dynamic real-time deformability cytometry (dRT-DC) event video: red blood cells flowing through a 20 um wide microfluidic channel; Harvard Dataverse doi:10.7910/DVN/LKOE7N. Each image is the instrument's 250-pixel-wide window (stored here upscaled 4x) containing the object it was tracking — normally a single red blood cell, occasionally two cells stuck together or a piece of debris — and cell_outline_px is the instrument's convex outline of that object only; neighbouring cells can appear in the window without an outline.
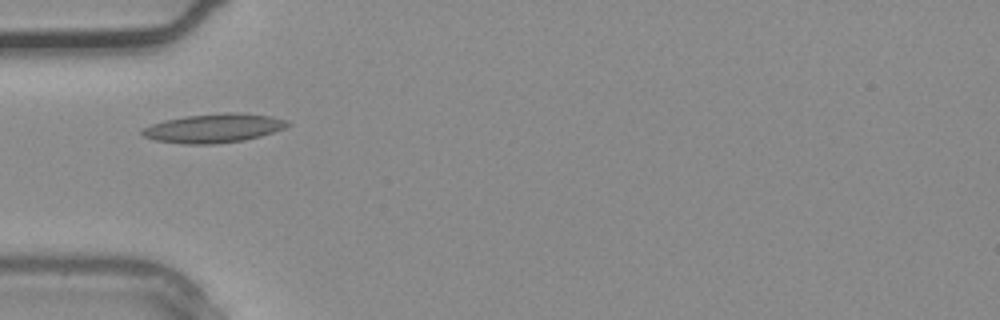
{"species": "common noctule bat (a hibernating species)", "species_latin": "Nyctalus noctula", "temperature_condition": "warm", "stored_images_in_passage": 3, "camera_frame_rate_fps": 3000, "um_per_image_px": 0.085, "animal": {"sex": "male", "body_mass_g": 20.4}, "frame": {"image": 1, "passage_image": 3, "time_ms": 0.667, "image_size_px": [1000, 320], "cell_outline_px": [[292, 124], [284, 128], [260, 136], [244, 140], [216, 144], [184, 144], [156, 140], [144, 136], [140, 132], [144, 128], [152, 124], [164, 120], [184, 116], [224, 112], [236, 112], [272, 116], [288, 120]], "centroid_in_image_um": [18.19, 10.89], "position_along_channel_um": 66.8, "area_um2": 24.57}}